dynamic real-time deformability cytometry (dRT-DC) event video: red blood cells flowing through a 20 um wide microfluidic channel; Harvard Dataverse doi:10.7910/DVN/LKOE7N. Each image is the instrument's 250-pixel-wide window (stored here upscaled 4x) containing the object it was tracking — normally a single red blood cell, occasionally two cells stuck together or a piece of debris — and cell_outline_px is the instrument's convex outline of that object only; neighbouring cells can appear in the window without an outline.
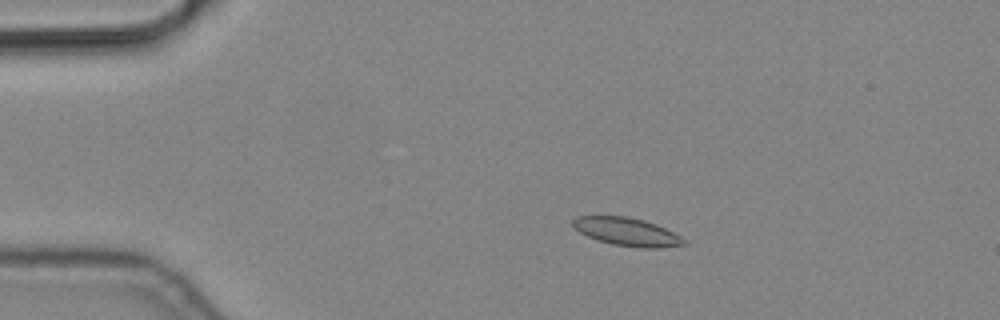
{"species": "common noctule bat (a hibernating species)", "species_latin": "Nyctalus noctula", "temperature_condition": "cold", "stored_images_in_passage": 6, "camera_frame_rate_fps": 3000, "um_per_image_px": 0.085, "animal": {"sex": "male", "body_mass_g": 19.2, "forearm_length_mm": 51.8}, "frame": {"image": 1, "passage_image": 3, "time_ms": 0.667, "image_size_px": [1000, 320], "cell_outline_px": [[688, 244], [660, 248], [640, 248], [612, 244], [596, 240], [580, 232], [572, 224], [572, 220], [576, 216], [628, 216], [644, 220], [656, 224], [688, 240]], "centroid_in_image_um": [53.32, 19.71], "position_along_channel_um": 31.7, "area_um2": 18.26}}
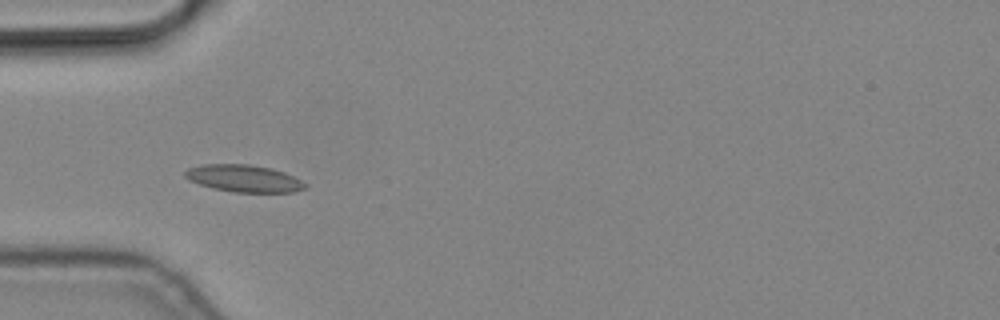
{"frame": {"image": 2, "passage_image": 5, "time_ms": 1.333, "image_size_px": [1000, 320], "cell_outline_px": [[308, 188], [292, 192], [232, 192], [200, 184], [188, 180], [184, 176], [184, 172], [188, 168], [200, 164], [248, 164], [272, 168], [284, 172], [308, 184]], "centroid_in_image_um": [20.73, 15.16], "position_along_channel_um": 64.3, "area_um2": 19.02}}
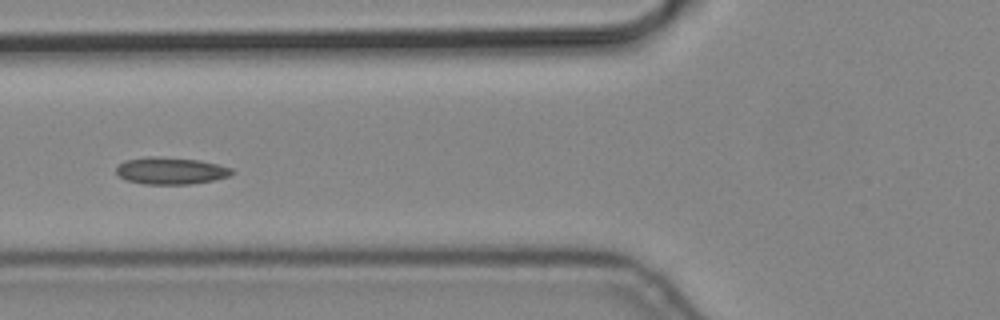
{"frame": {"image": 3, "passage_image": 6, "time_ms": 1.667, "image_size_px": [1000, 320], "cell_outline_px": [[236, 172], [228, 176], [212, 180], [192, 184], [144, 184], [128, 180], [120, 176], [116, 172], [116, 168], [120, 164], [128, 160], [148, 156], [152, 156], [200, 160], [232, 168]], "centroid_in_image_um": [14.54, 14.52], "position_along_channel_um": 111.3, "area_um2": 17.98}}